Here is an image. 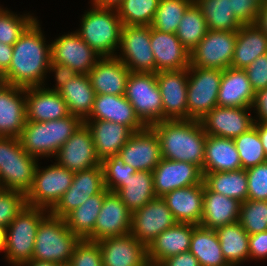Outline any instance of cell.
Here are the masks:
<instances>
[{
	"label": "cell",
	"instance_id": "obj_1",
	"mask_svg": "<svg viewBox=\"0 0 267 266\" xmlns=\"http://www.w3.org/2000/svg\"><path fill=\"white\" fill-rule=\"evenodd\" d=\"M36 18L13 45L9 68L2 81L21 88L45 86L51 61V44H47Z\"/></svg>",
	"mask_w": 267,
	"mask_h": 266
},
{
	"label": "cell",
	"instance_id": "obj_2",
	"mask_svg": "<svg viewBox=\"0 0 267 266\" xmlns=\"http://www.w3.org/2000/svg\"><path fill=\"white\" fill-rule=\"evenodd\" d=\"M150 127L158 136L163 159L192 163L203 171L207 134L199 120H163Z\"/></svg>",
	"mask_w": 267,
	"mask_h": 266
},
{
	"label": "cell",
	"instance_id": "obj_3",
	"mask_svg": "<svg viewBox=\"0 0 267 266\" xmlns=\"http://www.w3.org/2000/svg\"><path fill=\"white\" fill-rule=\"evenodd\" d=\"M83 123L81 118L71 114L46 122L26 121L18 138L22 148L29 155L38 159H51Z\"/></svg>",
	"mask_w": 267,
	"mask_h": 266
},
{
	"label": "cell",
	"instance_id": "obj_4",
	"mask_svg": "<svg viewBox=\"0 0 267 266\" xmlns=\"http://www.w3.org/2000/svg\"><path fill=\"white\" fill-rule=\"evenodd\" d=\"M91 6L76 32L101 57H115L123 27L117 9Z\"/></svg>",
	"mask_w": 267,
	"mask_h": 266
},
{
	"label": "cell",
	"instance_id": "obj_5",
	"mask_svg": "<svg viewBox=\"0 0 267 266\" xmlns=\"http://www.w3.org/2000/svg\"><path fill=\"white\" fill-rule=\"evenodd\" d=\"M80 239L69 230L64 218L49 213L37 230L32 260L68 266Z\"/></svg>",
	"mask_w": 267,
	"mask_h": 266
},
{
	"label": "cell",
	"instance_id": "obj_6",
	"mask_svg": "<svg viewBox=\"0 0 267 266\" xmlns=\"http://www.w3.org/2000/svg\"><path fill=\"white\" fill-rule=\"evenodd\" d=\"M49 213L45 209L25 205L7 226L4 255L11 266L32 260L38 227Z\"/></svg>",
	"mask_w": 267,
	"mask_h": 266
},
{
	"label": "cell",
	"instance_id": "obj_7",
	"mask_svg": "<svg viewBox=\"0 0 267 266\" xmlns=\"http://www.w3.org/2000/svg\"><path fill=\"white\" fill-rule=\"evenodd\" d=\"M38 158L29 155L18 137L0 136V182L2 189L26 193L33 184Z\"/></svg>",
	"mask_w": 267,
	"mask_h": 266
},
{
	"label": "cell",
	"instance_id": "obj_8",
	"mask_svg": "<svg viewBox=\"0 0 267 266\" xmlns=\"http://www.w3.org/2000/svg\"><path fill=\"white\" fill-rule=\"evenodd\" d=\"M125 97L147 126L163 121V104L156 73L130 72Z\"/></svg>",
	"mask_w": 267,
	"mask_h": 266
},
{
	"label": "cell",
	"instance_id": "obj_9",
	"mask_svg": "<svg viewBox=\"0 0 267 266\" xmlns=\"http://www.w3.org/2000/svg\"><path fill=\"white\" fill-rule=\"evenodd\" d=\"M74 172L58 165L39 168L37 165L33 184L26 193V205L51 211L71 186Z\"/></svg>",
	"mask_w": 267,
	"mask_h": 266
},
{
	"label": "cell",
	"instance_id": "obj_10",
	"mask_svg": "<svg viewBox=\"0 0 267 266\" xmlns=\"http://www.w3.org/2000/svg\"><path fill=\"white\" fill-rule=\"evenodd\" d=\"M222 70L188 68L187 111L188 119L201 120L217 105Z\"/></svg>",
	"mask_w": 267,
	"mask_h": 266
},
{
	"label": "cell",
	"instance_id": "obj_11",
	"mask_svg": "<svg viewBox=\"0 0 267 266\" xmlns=\"http://www.w3.org/2000/svg\"><path fill=\"white\" fill-rule=\"evenodd\" d=\"M120 52L116 57L130 72L156 73V62L150 43V26L123 25Z\"/></svg>",
	"mask_w": 267,
	"mask_h": 266
},
{
	"label": "cell",
	"instance_id": "obj_12",
	"mask_svg": "<svg viewBox=\"0 0 267 266\" xmlns=\"http://www.w3.org/2000/svg\"><path fill=\"white\" fill-rule=\"evenodd\" d=\"M235 43L236 32L208 30L190 52V67L225 70L230 67Z\"/></svg>",
	"mask_w": 267,
	"mask_h": 266
},
{
	"label": "cell",
	"instance_id": "obj_13",
	"mask_svg": "<svg viewBox=\"0 0 267 266\" xmlns=\"http://www.w3.org/2000/svg\"><path fill=\"white\" fill-rule=\"evenodd\" d=\"M177 221L162 197H156L132 212L131 231L133 237L146 247L166 229Z\"/></svg>",
	"mask_w": 267,
	"mask_h": 266
},
{
	"label": "cell",
	"instance_id": "obj_14",
	"mask_svg": "<svg viewBox=\"0 0 267 266\" xmlns=\"http://www.w3.org/2000/svg\"><path fill=\"white\" fill-rule=\"evenodd\" d=\"M105 189L102 164L75 172L71 186L62 195L50 213L64 218L73 209L82 205L90 196Z\"/></svg>",
	"mask_w": 267,
	"mask_h": 266
},
{
	"label": "cell",
	"instance_id": "obj_15",
	"mask_svg": "<svg viewBox=\"0 0 267 266\" xmlns=\"http://www.w3.org/2000/svg\"><path fill=\"white\" fill-rule=\"evenodd\" d=\"M51 44V60L88 74L101 58L76 32L59 36Z\"/></svg>",
	"mask_w": 267,
	"mask_h": 266
},
{
	"label": "cell",
	"instance_id": "obj_16",
	"mask_svg": "<svg viewBox=\"0 0 267 266\" xmlns=\"http://www.w3.org/2000/svg\"><path fill=\"white\" fill-rule=\"evenodd\" d=\"M251 110L216 106L199 121L207 135L234 139L254 126Z\"/></svg>",
	"mask_w": 267,
	"mask_h": 266
},
{
	"label": "cell",
	"instance_id": "obj_17",
	"mask_svg": "<svg viewBox=\"0 0 267 266\" xmlns=\"http://www.w3.org/2000/svg\"><path fill=\"white\" fill-rule=\"evenodd\" d=\"M56 163L69 171H83L101 164L97 157L91 131L83 123L54 156Z\"/></svg>",
	"mask_w": 267,
	"mask_h": 266
},
{
	"label": "cell",
	"instance_id": "obj_18",
	"mask_svg": "<svg viewBox=\"0 0 267 266\" xmlns=\"http://www.w3.org/2000/svg\"><path fill=\"white\" fill-rule=\"evenodd\" d=\"M163 104V120L188 119V68L156 73Z\"/></svg>",
	"mask_w": 267,
	"mask_h": 266
},
{
	"label": "cell",
	"instance_id": "obj_19",
	"mask_svg": "<svg viewBox=\"0 0 267 266\" xmlns=\"http://www.w3.org/2000/svg\"><path fill=\"white\" fill-rule=\"evenodd\" d=\"M156 197L178 188L203 183L202 169L192 163L161 159L152 171Z\"/></svg>",
	"mask_w": 267,
	"mask_h": 266
},
{
	"label": "cell",
	"instance_id": "obj_20",
	"mask_svg": "<svg viewBox=\"0 0 267 266\" xmlns=\"http://www.w3.org/2000/svg\"><path fill=\"white\" fill-rule=\"evenodd\" d=\"M125 162L137 171H153L161 161V148L157 134L151 127L134 132L119 151Z\"/></svg>",
	"mask_w": 267,
	"mask_h": 266
},
{
	"label": "cell",
	"instance_id": "obj_21",
	"mask_svg": "<svg viewBox=\"0 0 267 266\" xmlns=\"http://www.w3.org/2000/svg\"><path fill=\"white\" fill-rule=\"evenodd\" d=\"M103 266H148L147 247L131 233L97 241Z\"/></svg>",
	"mask_w": 267,
	"mask_h": 266
},
{
	"label": "cell",
	"instance_id": "obj_22",
	"mask_svg": "<svg viewBox=\"0 0 267 266\" xmlns=\"http://www.w3.org/2000/svg\"><path fill=\"white\" fill-rule=\"evenodd\" d=\"M25 88L0 84V136L19 137L26 124Z\"/></svg>",
	"mask_w": 267,
	"mask_h": 266
},
{
	"label": "cell",
	"instance_id": "obj_23",
	"mask_svg": "<svg viewBox=\"0 0 267 266\" xmlns=\"http://www.w3.org/2000/svg\"><path fill=\"white\" fill-rule=\"evenodd\" d=\"M132 212L115 193L108 191L95 223V241L127 235L131 231Z\"/></svg>",
	"mask_w": 267,
	"mask_h": 266
},
{
	"label": "cell",
	"instance_id": "obj_24",
	"mask_svg": "<svg viewBox=\"0 0 267 266\" xmlns=\"http://www.w3.org/2000/svg\"><path fill=\"white\" fill-rule=\"evenodd\" d=\"M85 120L116 122L129 127L133 132L147 127L125 95L96 94L92 111Z\"/></svg>",
	"mask_w": 267,
	"mask_h": 266
},
{
	"label": "cell",
	"instance_id": "obj_25",
	"mask_svg": "<svg viewBox=\"0 0 267 266\" xmlns=\"http://www.w3.org/2000/svg\"><path fill=\"white\" fill-rule=\"evenodd\" d=\"M45 87L46 85L25 88L27 121L46 122L70 115L59 91Z\"/></svg>",
	"mask_w": 267,
	"mask_h": 266
},
{
	"label": "cell",
	"instance_id": "obj_26",
	"mask_svg": "<svg viewBox=\"0 0 267 266\" xmlns=\"http://www.w3.org/2000/svg\"><path fill=\"white\" fill-rule=\"evenodd\" d=\"M150 43L156 73L189 68L190 52L181 44L176 33H165L150 27Z\"/></svg>",
	"mask_w": 267,
	"mask_h": 266
},
{
	"label": "cell",
	"instance_id": "obj_27",
	"mask_svg": "<svg viewBox=\"0 0 267 266\" xmlns=\"http://www.w3.org/2000/svg\"><path fill=\"white\" fill-rule=\"evenodd\" d=\"M196 226L176 223L159 234L147 247L149 265L157 266L165 259L189 251L193 229Z\"/></svg>",
	"mask_w": 267,
	"mask_h": 266
},
{
	"label": "cell",
	"instance_id": "obj_28",
	"mask_svg": "<svg viewBox=\"0 0 267 266\" xmlns=\"http://www.w3.org/2000/svg\"><path fill=\"white\" fill-rule=\"evenodd\" d=\"M162 199L177 223L200 225L203 215L204 183L178 188Z\"/></svg>",
	"mask_w": 267,
	"mask_h": 266
},
{
	"label": "cell",
	"instance_id": "obj_29",
	"mask_svg": "<svg viewBox=\"0 0 267 266\" xmlns=\"http://www.w3.org/2000/svg\"><path fill=\"white\" fill-rule=\"evenodd\" d=\"M96 94L125 95L130 70L115 57H101L87 74Z\"/></svg>",
	"mask_w": 267,
	"mask_h": 266
},
{
	"label": "cell",
	"instance_id": "obj_30",
	"mask_svg": "<svg viewBox=\"0 0 267 266\" xmlns=\"http://www.w3.org/2000/svg\"><path fill=\"white\" fill-rule=\"evenodd\" d=\"M91 131L97 157L104 159L119 154L134 133L129 127L104 120H84Z\"/></svg>",
	"mask_w": 267,
	"mask_h": 266
},
{
	"label": "cell",
	"instance_id": "obj_31",
	"mask_svg": "<svg viewBox=\"0 0 267 266\" xmlns=\"http://www.w3.org/2000/svg\"><path fill=\"white\" fill-rule=\"evenodd\" d=\"M254 97L255 91L244 69L228 67L222 70L218 106L251 108Z\"/></svg>",
	"mask_w": 267,
	"mask_h": 266
},
{
	"label": "cell",
	"instance_id": "obj_32",
	"mask_svg": "<svg viewBox=\"0 0 267 266\" xmlns=\"http://www.w3.org/2000/svg\"><path fill=\"white\" fill-rule=\"evenodd\" d=\"M241 202L209 190L204 185L203 215L200 226L208 229L238 222Z\"/></svg>",
	"mask_w": 267,
	"mask_h": 266
},
{
	"label": "cell",
	"instance_id": "obj_33",
	"mask_svg": "<svg viewBox=\"0 0 267 266\" xmlns=\"http://www.w3.org/2000/svg\"><path fill=\"white\" fill-rule=\"evenodd\" d=\"M241 168L239 153L233 139L207 135L203 173L230 172Z\"/></svg>",
	"mask_w": 267,
	"mask_h": 266
},
{
	"label": "cell",
	"instance_id": "obj_34",
	"mask_svg": "<svg viewBox=\"0 0 267 266\" xmlns=\"http://www.w3.org/2000/svg\"><path fill=\"white\" fill-rule=\"evenodd\" d=\"M267 53V35L257 24L242 25L236 32V43L230 67L245 69L257 57Z\"/></svg>",
	"mask_w": 267,
	"mask_h": 266
},
{
	"label": "cell",
	"instance_id": "obj_35",
	"mask_svg": "<svg viewBox=\"0 0 267 266\" xmlns=\"http://www.w3.org/2000/svg\"><path fill=\"white\" fill-rule=\"evenodd\" d=\"M107 192L105 188L102 192L90 196L82 205L64 217L66 226L80 240L95 241V223Z\"/></svg>",
	"mask_w": 267,
	"mask_h": 266
},
{
	"label": "cell",
	"instance_id": "obj_36",
	"mask_svg": "<svg viewBox=\"0 0 267 266\" xmlns=\"http://www.w3.org/2000/svg\"><path fill=\"white\" fill-rule=\"evenodd\" d=\"M59 93L66 102L69 114L83 121L90 115L96 93L87 74H78L68 80Z\"/></svg>",
	"mask_w": 267,
	"mask_h": 266
},
{
	"label": "cell",
	"instance_id": "obj_37",
	"mask_svg": "<svg viewBox=\"0 0 267 266\" xmlns=\"http://www.w3.org/2000/svg\"><path fill=\"white\" fill-rule=\"evenodd\" d=\"M115 193L127 208L134 212L156 198L151 171H137Z\"/></svg>",
	"mask_w": 267,
	"mask_h": 266
},
{
	"label": "cell",
	"instance_id": "obj_38",
	"mask_svg": "<svg viewBox=\"0 0 267 266\" xmlns=\"http://www.w3.org/2000/svg\"><path fill=\"white\" fill-rule=\"evenodd\" d=\"M224 258L230 266H238L249 259V234L239 222L215 229Z\"/></svg>",
	"mask_w": 267,
	"mask_h": 266
},
{
	"label": "cell",
	"instance_id": "obj_39",
	"mask_svg": "<svg viewBox=\"0 0 267 266\" xmlns=\"http://www.w3.org/2000/svg\"><path fill=\"white\" fill-rule=\"evenodd\" d=\"M189 251L199 261L200 266H230L223 256L214 229L197 225L193 229Z\"/></svg>",
	"mask_w": 267,
	"mask_h": 266
},
{
	"label": "cell",
	"instance_id": "obj_40",
	"mask_svg": "<svg viewBox=\"0 0 267 266\" xmlns=\"http://www.w3.org/2000/svg\"><path fill=\"white\" fill-rule=\"evenodd\" d=\"M203 183L209 190L240 202L248 199L246 169L203 173Z\"/></svg>",
	"mask_w": 267,
	"mask_h": 266
},
{
	"label": "cell",
	"instance_id": "obj_41",
	"mask_svg": "<svg viewBox=\"0 0 267 266\" xmlns=\"http://www.w3.org/2000/svg\"><path fill=\"white\" fill-rule=\"evenodd\" d=\"M202 10L208 30L237 32L242 24L231 10L230 0H194Z\"/></svg>",
	"mask_w": 267,
	"mask_h": 266
},
{
	"label": "cell",
	"instance_id": "obj_42",
	"mask_svg": "<svg viewBox=\"0 0 267 266\" xmlns=\"http://www.w3.org/2000/svg\"><path fill=\"white\" fill-rule=\"evenodd\" d=\"M207 32L208 28L202 10L194 1L182 17L176 36L181 44L191 52Z\"/></svg>",
	"mask_w": 267,
	"mask_h": 266
},
{
	"label": "cell",
	"instance_id": "obj_43",
	"mask_svg": "<svg viewBox=\"0 0 267 266\" xmlns=\"http://www.w3.org/2000/svg\"><path fill=\"white\" fill-rule=\"evenodd\" d=\"M194 0H160L151 28L165 33H176L187 8Z\"/></svg>",
	"mask_w": 267,
	"mask_h": 266
},
{
	"label": "cell",
	"instance_id": "obj_44",
	"mask_svg": "<svg viewBox=\"0 0 267 266\" xmlns=\"http://www.w3.org/2000/svg\"><path fill=\"white\" fill-rule=\"evenodd\" d=\"M160 0H122L116 8L123 25L150 26Z\"/></svg>",
	"mask_w": 267,
	"mask_h": 266
},
{
	"label": "cell",
	"instance_id": "obj_45",
	"mask_svg": "<svg viewBox=\"0 0 267 266\" xmlns=\"http://www.w3.org/2000/svg\"><path fill=\"white\" fill-rule=\"evenodd\" d=\"M233 140L239 153L242 169H248L267 161L258 130L254 126Z\"/></svg>",
	"mask_w": 267,
	"mask_h": 266
},
{
	"label": "cell",
	"instance_id": "obj_46",
	"mask_svg": "<svg viewBox=\"0 0 267 266\" xmlns=\"http://www.w3.org/2000/svg\"><path fill=\"white\" fill-rule=\"evenodd\" d=\"M238 222L253 235L267 230V201L247 199L241 202Z\"/></svg>",
	"mask_w": 267,
	"mask_h": 266
},
{
	"label": "cell",
	"instance_id": "obj_47",
	"mask_svg": "<svg viewBox=\"0 0 267 266\" xmlns=\"http://www.w3.org/2000/svg\"><path fill=\"white\" fill-rule=\"evenodd\" d=\"M36 19L29 12L23 15L0 7V43L14 45L26 28Z\"/></svg>",
	"mask_w": 267,
	"mask_h": 266
},
{
	"label": "cell",
	"instance_id": "obj_48",
	"mask_svg": "<svg viewBox=\"0 0 267 266\" xmlns=\"http://www.w3.org/2000/svg\"><path fill=\"white\" fill-rule=\"evenodd\" d=\"M101 164L105 188L111 192H115L118 188L123 187V181H126L137 172L136 169L125 164L119 154L104 159Z\"/></svg>",
	"mask_w": 267,
	"mask_h": 266
},
{
	"label": "cell",
	"instance_id": "obj_49",
	"mask_svg": "<svg viewBox=\"0 0 267 266\" xmlns=\"http://www.w3.org/2000/svg\"><path fill=\"white\" fill-rule=\"evenodd\" d=\"M26 205L25 194L9 189H0V224L8 226Z\"/></svg>",
	"mask_w": 267,
	"mask_h": 266
},
{
	"label": "cell",
	"instance_id": "obj_50",
	"mask_svg": "<svg viewBox=\"0 0 267 266\" xmlns=\"http://www.w3.org/2000/svg\"><path fill=\"white\" fill-rule=\"evenodd\" d=\"M68 266H103L102 252L98 242L80 240L75 248Z\"/></svg>",
	"mask_w": 267,
	"mask_h": 266
},
{
	"label": "cell",
	"instance_id": "obj_51",
	"mask_svg": "<svg viewBox=\"0 0 267 266\" xmlns=\"http://www.w3.org/2000/svg\"><path fill=\"white\" fill-rule=\"evenodd\" d=\"M248 199L267 201V161L246 169Z\"/></svg>",
	"mask_w": 267,
	"mask_h": 266
},
{
	"label": "cell",
	"instance_id": "obj_52",
	"mask_svg": "<svg viewBox=\"0 0 267 266\" xmlns=\"http://www.w3.org/2000/svg\"><path fill=\"white\" fill-rule=\"evenodd\" d=\"M262 0H230L231 10L242 25L256 24Z\"/></svg>",
	"mask_w": 267,
	"mask_h": 266
},
{
	"label": "cell",
	"instance_id": "obj_53",
	"mask_svg": "<svg viewBox=\"0 0 267 266\" xmlns=\"http://www.w3.org/2000/svg\"><path fill=\"white\" fill-rule=\"evenodd\" d=\"M244 70L255 92L267 88V53L257 57Z\"/></svg>",
	"mask_w": 267,
	"mask_h": 266
},
{
	"label": "cell",
	"instance_id": "obj_54",
	"mask_svg": "<svg viewBox=\"0 0 267 266\" xmlns=\"http://www.w3.org/2000/svg\"><path fill=\"white\" fill-rule=\"evenodd\" d=\"M48 72H54L55 74V86L52 87L53 89L50 87L47 88L53 91H59L67 83L68 80L78 75V73L69 66L57 63L52 60L50 61Z\"/></svg>",
	"mask_w": 267,
	"mask_h": 266
},
{
	"label": "cell",
	"instance_id": "obj_55",
	"mask_svg": "<svg viewBox=\"0 0 267 266\" xmlns=\"http://www.w3.org/2000/svg\"><path fill=\"white\" fill-rule=\"evenodd\" d=\"M267 258V230L249 236V260Z\"/></svg>",
	"mask_w": 267,
	"mask_h": 266
},
{
	"label": "cell",
	"instance_id": "obj_56",
	"mask_svg": "<svg viewBox=\"0 0 267 266\" xmlns=\"http://www.w3.org/2000/svg\"><path fill=\"white\" fill-rule=\"evenodd\" d=\"M252 110L256 111L255 122H267V88L255 92Z\"/></svg>",
	"mask_w": 267,
	"mask_h": 266
},
{
	"label": "cell",
	"instance_id": "obj_57",
	"mask_svg": "<svg viewBox=\"0 0 267 266\" xmlns=\"http://www.w3.org/2000/svg\"><path fill=\"white\" fill-rule=\"evenodd\" d=\"M157 266H200L190 251L180 253L161 261Z\"/></svg>",
	"mask_w": 267,
	"mask_h": 266
},
{
	"label": "cell",
	"instance_id": "obj_58",
	"mask_svg": "<svg viewBox=\"0 0 267 266\" xmlns=\"http://www.w3.org/2000/svg\"><path fill=\"white\" fill-rule=\"evenodd\" d=\"M13 45L0 43V75L10 66L12 60Z\"/></svg>",
	"mask_w": 267,
	"mask_h": 266
},
{
	"label": "cell",
	"instance_id": "obj_59",
	"mask_svg": "<svg viewBox=\"0 0 267 266\" xmlns=\"http://www.w3.org/2000/svg\"><path fill=\"white\" fill-rule=\"evenodd\" d=\"M256 24L267 35V0H262Z\"/></svg>",
	"mask_w": 267,
	"mask_h": 266
},
{
	"label": "cell",
	"instance_id": "obj_60",
	"mask_svg": "<svg viewBox=\"0 0 267 266\" xmlns=\"http://www.w3.org/2000/svg\"><path fill=\"white\" fill-rule=\"evenodd\" d=\"M254 127L258 130V135L267 156V122H255Z\"/></svg>",
	"mask_w": 267,
	"mask_h": 266
},
{
	"label": "cell",
	"instance_id": "obj_61",
	"mask_svg": "<svg viewBox=\"0 0 267 266\" xmlns=\"http://www.w3.org/2000/svg\"><path fill=\"white\" fill-rule=\"evenodd\" d=\"M122 0H91V5L106 8H117Z\"/></svg>",
	"mask_w": 267,
	"mask_h": 266
},
{
	"label": "cell",
	"instance_id": "obj_62",
	"mask_svg": "<svg viewBox=\"0 0 267 266\" xmlns=\"http://www.w3.org/2000/svg\"><path fill=\"white\" fill-rule=\"evenodd\" d=\"M20 266H60L54 262L42 261V260H31Z\"/></svg>",
	"mask_w": 267,
	"mask_h": 266
},
{
	"label": "cell",
	"instance_id": "obj_63",
	"mask_svg": "<svg viewBox=\"0 0 267 266\" xmlns=\"http://www.w3.org/2000/svg\"><path fill=\"white\" fill-rule=\"evenodd\" d=\"M7 227L0 224V252L5 250Z\"/></svg>",
	"mask_w": 267,
	"mask_h": 266
},
{
	"label": "cell",
	"instance_id": "obj_64",
	"mask_svg": "<svg viewBox=\"0 0 267 266\" xmlns=\"http://www.w3.org/2000/svg\"><path fill=\"white\" fill-rule=\"evenodd\" d=\"M3 81H2V77H1V75H0V84L2 83Z\"/></svg>",
	"mask_w": 267,
	"mask_h": 266
}]
</instances>
